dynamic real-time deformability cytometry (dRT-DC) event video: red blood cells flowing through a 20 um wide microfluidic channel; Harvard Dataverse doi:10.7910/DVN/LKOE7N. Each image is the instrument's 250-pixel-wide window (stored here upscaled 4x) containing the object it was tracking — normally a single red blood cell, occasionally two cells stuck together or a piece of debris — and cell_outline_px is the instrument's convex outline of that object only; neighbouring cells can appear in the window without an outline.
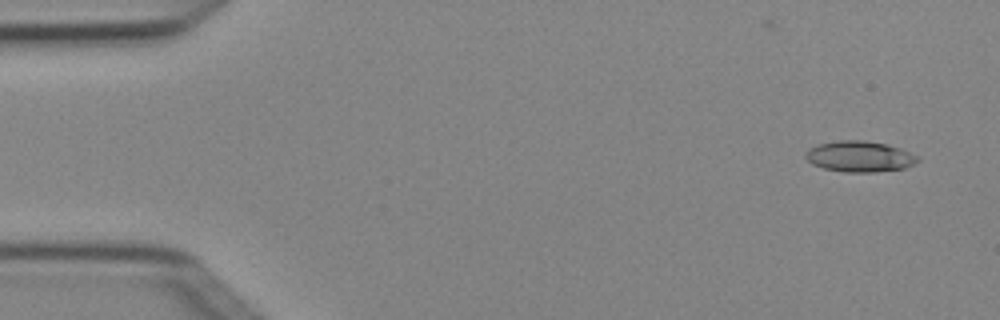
{"species": "Egyptian fruit bat (a non-hibernating species)", "species_latin": "Rousettus aegyptiacus", "temperature_condition": "cold", "stored_images_in_passage": 4, "camera_frame_rate_fps": 3000, "um_per_image_px": 0.085, "animal": {"sex": "female"}, "frame": {"image": 1, "passage_image": 1, "time_ms": 0.0, "image_size_px": [1000, 320], "cell_outline_px": [[920, 160], [904, 168], [876, 172], [844, 172], [824, 168], [812, 164], [804, 156], [804, 152], [808, 148], [820, 144], [840, 140], [864, 140], [888, 144], [900, 148], [920, 156]], "centroid_in_image_um": [73.07, 13.3], "position_along_channel_um": 11.9, "area_um2": 20.29}}
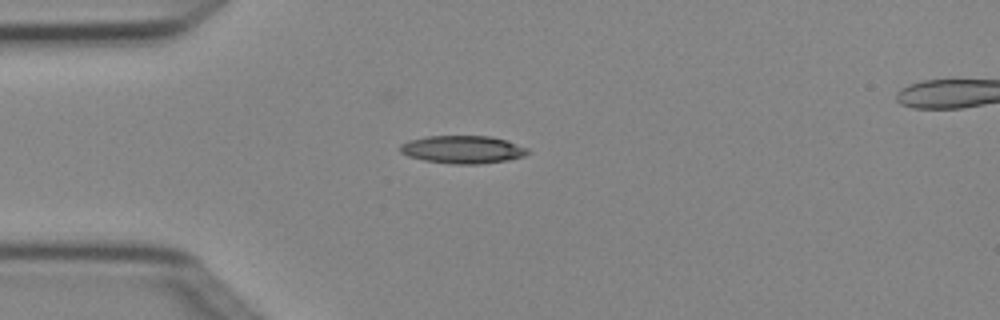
{"frame": {"image": 2, "passage_image": 3, "time_ms": 0.667, "image_size_px": [1000, 320], "cell_outline_px": [[532, 152], [524, 156], [508, 160], [480, 164], [452, 164], [424, 160], [408, 156], [400, 152], [400, 144], [408, 140], [428, 136], [492, 136], [528, 148]], "centroid_in_image_um": [39.33, 12.71], "position_along_channel_um": 45.7, "area_um2": 20.75}}